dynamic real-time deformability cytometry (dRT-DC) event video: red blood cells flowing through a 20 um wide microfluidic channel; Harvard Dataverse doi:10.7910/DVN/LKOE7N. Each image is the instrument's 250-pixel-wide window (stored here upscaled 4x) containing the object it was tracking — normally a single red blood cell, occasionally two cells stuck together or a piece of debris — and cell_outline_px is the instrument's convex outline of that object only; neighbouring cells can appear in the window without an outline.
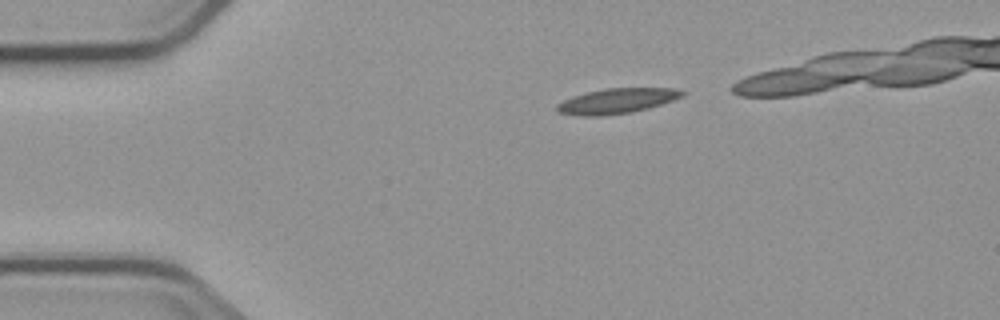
{"species": "common noctule bat (a hibernating species)", "species_latin": "Nyctalus noctula", "temperature_condition": "cold", "stored_images_in_passage": 4, "camera_frame_rate_fps": 3000, "um_per_image_px": 0.085, "animal": {"sex": "male", "body_mass_g": 23.1, "forearm_length_mm": 52.7}, "frame": {"image": 1, "passage_image": 1, "time_ms": 0.0, "image_size_px": [1000, 320], "cell_outline_px": [[688, 92], [684, 96], [648, 108], [628, 112], [600, 116], [580, 116], [560, 112], [556, 108], [556, 104], [572, 96], [604, 88], [672, 88]], "centroid_in_image_um": [52.44, 8.57], "position_along_channel_um": 32.6, "area_um2": 18.15}}